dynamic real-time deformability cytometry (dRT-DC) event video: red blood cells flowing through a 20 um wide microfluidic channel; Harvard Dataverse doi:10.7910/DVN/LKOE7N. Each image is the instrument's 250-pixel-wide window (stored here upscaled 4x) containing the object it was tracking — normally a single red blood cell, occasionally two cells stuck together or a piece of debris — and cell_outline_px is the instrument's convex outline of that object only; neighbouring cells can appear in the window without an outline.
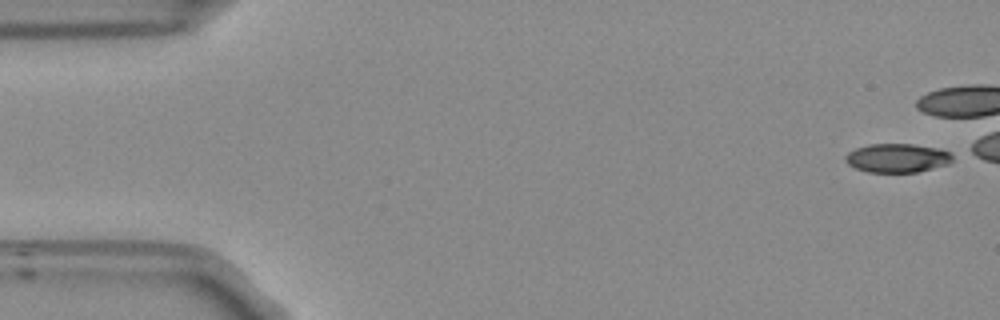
{"species": "Egyptian fruit bat (a non-hibernating species)", "species_latin": "Rousettus aegyptiacus", "temperature_condition": "room temperature", "stored_images_in_passage": 41, "camera_frame_rate_fps": 3000, "um_per_image_px": 0.085, "frame": {"image": 1, "passage_image": 1, "time_ms": 0.0, "image_size_px": [1000, 320], "cell_outline_px": [[952, 160], [948, 164], [916, 172], [868, 172], [856, 168], [848, 164], [844, 160], [844, 156], [848, 152], [856, 148], [868, 144], [912, 144], [940, 148], [948, 152], [952, 156]], "centroid_in_image_um": [76.23, 13.42], "position_along_channel_um": 8.8, "area_um2": 17.98}}
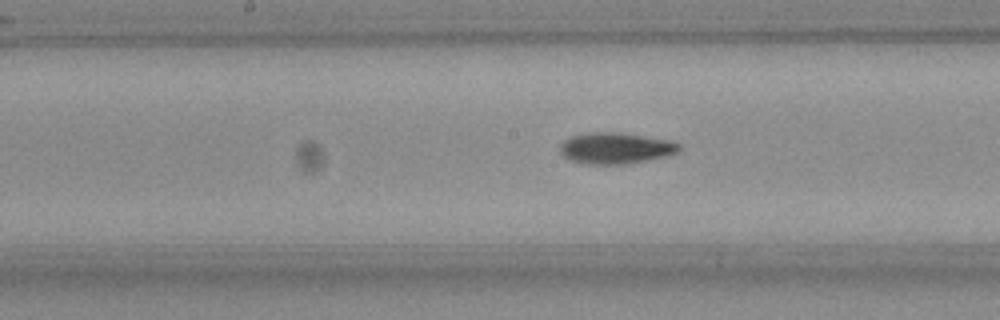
{"frame": {"image": 2, "passage_image": 26, "time_ms": 8.333, "image_size_px": [1000, 320], "cell_outline_px": [[680, 148], [676, 152], [664, 156], [628, 164], [588, 164], [572, 160], [564, 156], [560, 152], [560, 144], [564, 140], [572, 136], [588, 132], [620, 132], [668, 140], [680, 144]], "centroid_in_image_um": [52.29, 12.58], "position_along_channel_um": 195.9, "area_um2": 21.44}}
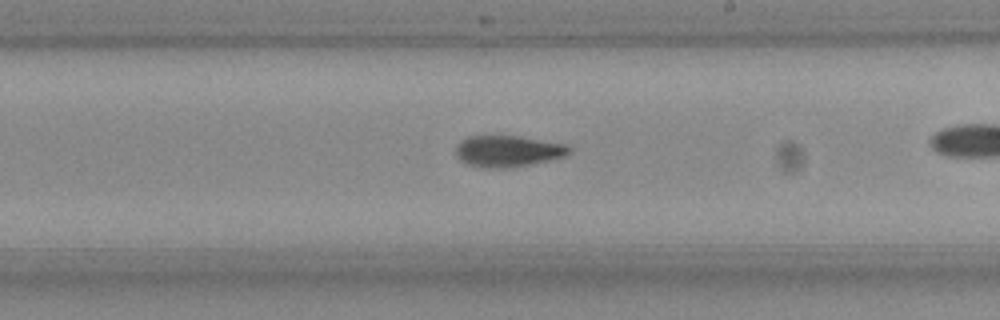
{"frame": {"image": 3, "passage_image": 30, "time_ms": 9.667, "image_size_px": [1000, 320], "cell_outline_px": [[572, 152], [564, 156], [548, 160], [512, 168], [480, 168], [468, 164], [460, 160], [456, 156], [456, 144], [460, 140], [468, 136], [520, 136], [568, 144], [572, 148]], "centroid_in_image_um": [43.17, 12.85], "position_along_channel_um": 245.8, "area_um2": 21.04}}